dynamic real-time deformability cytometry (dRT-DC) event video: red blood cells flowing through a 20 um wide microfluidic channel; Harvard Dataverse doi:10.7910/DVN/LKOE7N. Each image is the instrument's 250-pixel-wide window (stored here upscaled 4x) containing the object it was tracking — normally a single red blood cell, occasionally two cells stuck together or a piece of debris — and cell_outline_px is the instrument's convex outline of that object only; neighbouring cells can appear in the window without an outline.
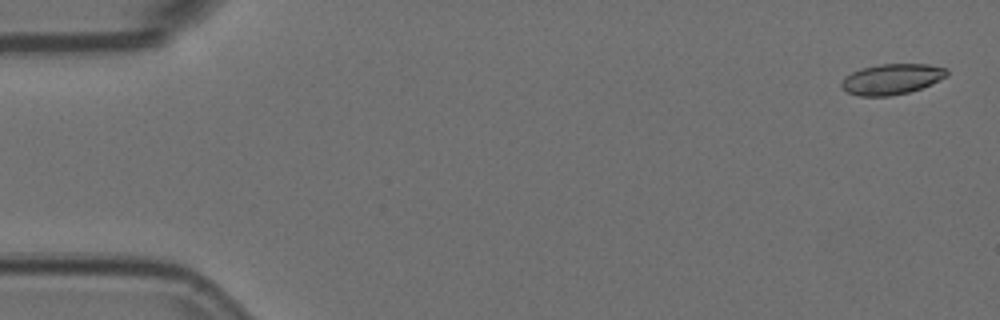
{"species": "Egyptian fruit bat (a non-hibernating species)", "species_latin": "Rousettus aegyptiacus", "temperature_condition": "room temperature", "stored_images_in_passage": 5, "camera_frame_rate_fps": 3000, "um_per_image_px": 0.085, "animal": {"sex": "female"}, "frame": {"image": 1, "passage_image": 1, "time_ms": 0.0, "image_size_px": [1000, 320], "cell_outline_px": [[948, 76], [920, 88], [908, 92], [888, 96], [860, 96], [848, 92], [840, 88], [840, 84], [844, 76], [852, 72], [864, 68], [880, 64], [928, 64], [948, 68]], "centroid_in_image_um": [75.79, 6.72], "position_along_channel_um": 9.2, "area_um2": 18.73}}
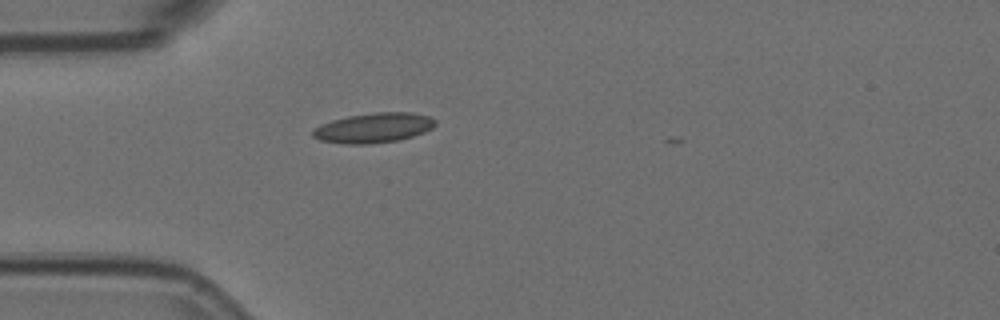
{"frame": {"image": 2, "passage_image": 5, "time_ms": 1.333, "image_size_px": [1000, 320], "cell_outline_px": [[436, 124], [432, 128], [424, 132], [400, 140], [372, 144], [344, 144], [320, 140], [312, 136], [312, 128], [320, 124], [332, 120], [348, 116], [372, 112], [412, 112], [432, 116], [436, 120]], "centroid_in_image_um": [31.76, 10.86], "position_along_channel_um": 53.2, "area_um2": 21.68}}